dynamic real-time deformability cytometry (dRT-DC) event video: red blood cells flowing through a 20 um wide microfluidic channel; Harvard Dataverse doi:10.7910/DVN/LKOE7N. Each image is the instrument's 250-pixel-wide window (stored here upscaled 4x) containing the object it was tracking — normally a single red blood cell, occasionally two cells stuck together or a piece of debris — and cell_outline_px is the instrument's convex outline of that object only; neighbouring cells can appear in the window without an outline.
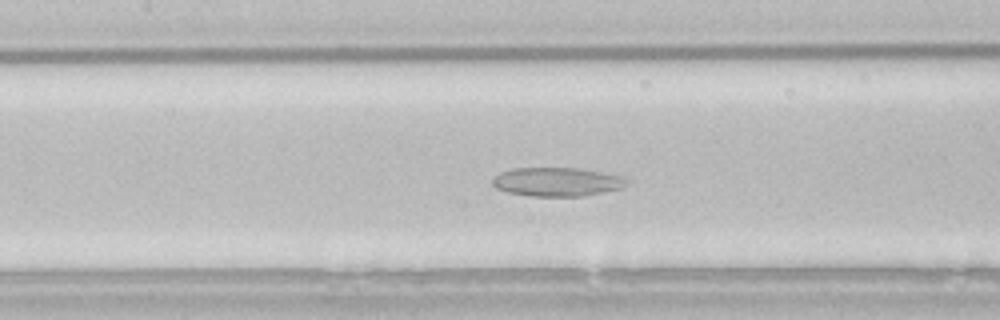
{"species": "common noctule bat (a hibernating species)", "species_latin": "Nyctalus noctula", "temperature_condition": "room temperature", "stored_images_in_passage": 54, "camera_frame_rate_fps": 3000, "um_per_image_px": 0.085, "animal": {"sex": "male", "body_mass_g": 21.5, "forearm_length_mm": 52.0}, "frame": {"image": 1, "passage_image": 24, "time_ms": 7.667, "image_size_px": [1000, 320], "cell_outline_px": [[632, 180], [628, 184], [620, 188], [604, 192], [584, 196], [528, 196], [508, 192], [496, 188], [492, 184], [492, 180], [500, 172], [512, 168], [580, 168], [624, 176]], "centroid_in_image_um": [47.39, 15.45], "position_along_channel_um": 160.0, "area_um2": 22.77}}
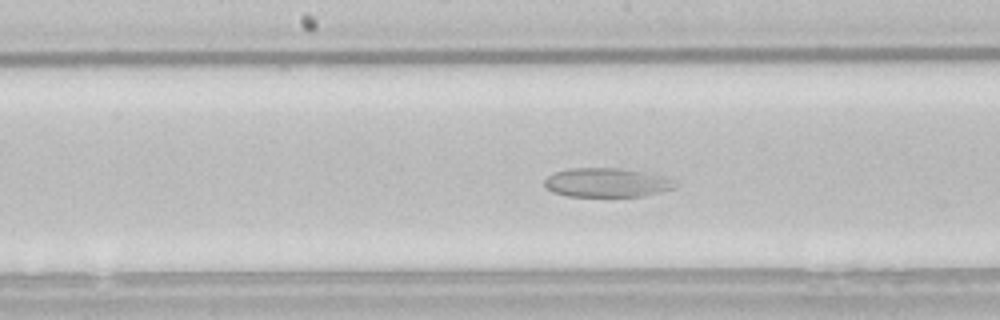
{"frame": {"image": 2, "passage_image": 27, "time_ms": 8.667, "image_size_px": [1000, 320], "cell_outline_px": [[676, 188], [644, 196], [568, 196], [552, 192], [544, 184], [544, 180], [552, 172], [568, 168], [620, 168], [644, 172], [676, 180]], "centroid_in_image_um": [51.56, 15.52], "position_along_channel_um": 196.6, "area_um2": 22.2}}
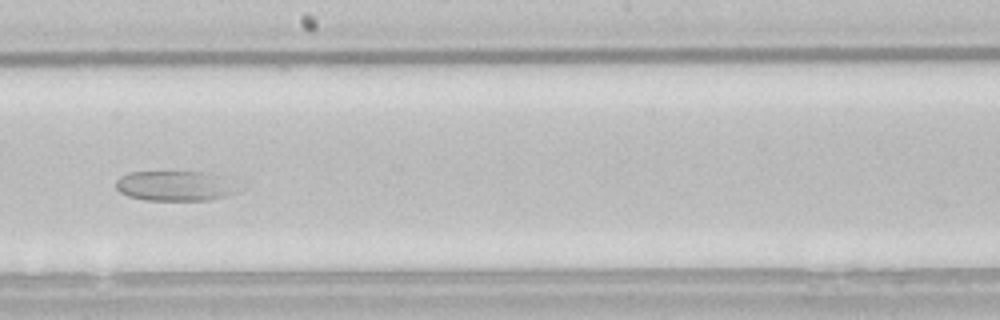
{"frame": {"image": 3, "passage_image": 30, "time_ms": 9.667, "image_size_px": [1000, 320], "cell_outline_px": [[232, 192], [224, 196], [208, 200], [148, 200], [128, 196], [120, 192], [116, 188], [116, 180], [120, 176], [128, 172], [208, 172], [216, 176]], "centroid_in_image_um": [14.6, 15.8], "position_along_channel_um": 233.6, "area_um2": 20.17}}